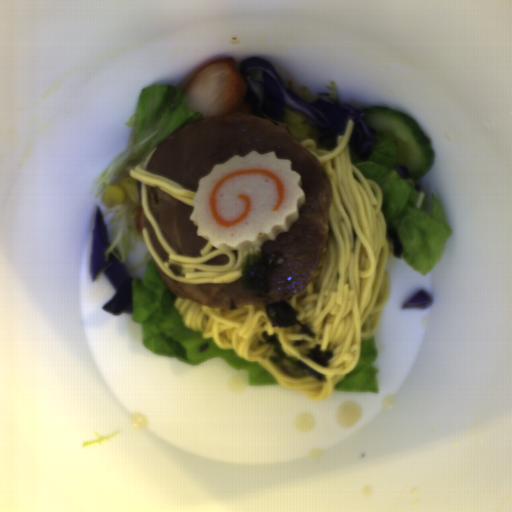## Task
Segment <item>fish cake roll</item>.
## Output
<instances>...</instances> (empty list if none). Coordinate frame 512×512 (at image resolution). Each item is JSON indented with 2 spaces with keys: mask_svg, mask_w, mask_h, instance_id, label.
Here are the masks:
<instances>
[{
  "mask_svg": "<svg viewBox=\"0 0 512 512\" xmlns=\"http://www.w3.org/2000/svg\"><path fill=\"white\" fill-rule=\"evenodd\" d=\"M306 201L302 176L276 151L234 155L198 181L191 221L223 252L260 247L288 232Z\"/></svg>",
  "mask_w": 512,
  "mask_h": 512,
  "instance_id": "14b837c1",
  "label": "fish cake roll"
}]
</instances>
